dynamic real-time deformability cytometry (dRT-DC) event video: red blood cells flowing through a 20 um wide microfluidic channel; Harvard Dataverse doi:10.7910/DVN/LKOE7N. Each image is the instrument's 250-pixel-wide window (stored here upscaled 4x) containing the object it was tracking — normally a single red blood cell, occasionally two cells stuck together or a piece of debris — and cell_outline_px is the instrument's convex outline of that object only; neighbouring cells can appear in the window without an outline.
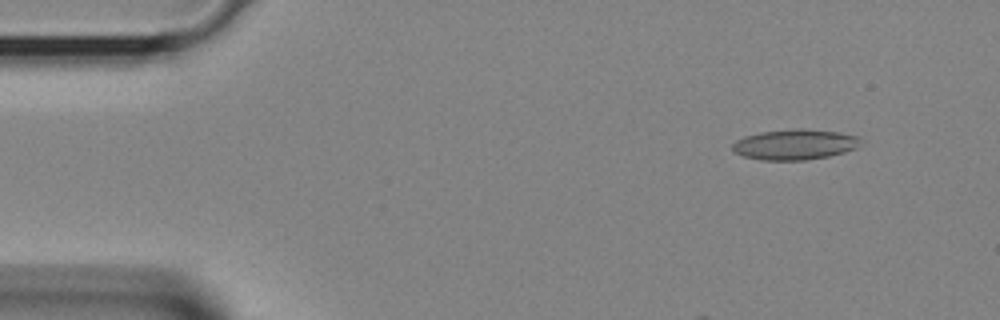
{"species": "Egyptian fruit bat (a non-hibernating species)", "species_latin": "Rousettus aegyptiacus", "temperature_condition": "room temperature", "stored_images_in_passage": 7, "camera_frame_rate_fps": 3000, "um_per_image_px": 0.085, "animal": {"sex": "female"}, "frame": {"image": 1, "passage_image": 1, "time_ms": 0.0, "image_size_px": [1000, 320], "cell_outline_px": [[860, 140], [856, 148], [844, 152], [828, 156], [804, 160], [760, 160], [744, 156], [736, 152], [732, 148], [732, 144], [736, 140], [744, 136], [760, 132], [796, 128], [800, 128], [840, 132], [860, 136]], "centroid_in_image_um": [67.55, 12.27], "position_along_channel_um": 17.4, "area_um2": 22.72}}